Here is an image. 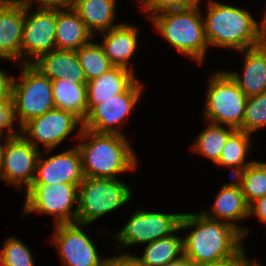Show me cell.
<instances>
[{
    "instance_id": "7a4b0ae2",
    "label": "cell",
    "mask_w": 266,
    "mask_h": 266,
    "mask_svg": "<svg viewBox=\"0 0 266 266\" xmlns=\"http://www.w3.org/2000/svg\"><path fill=\"white\" fill-rule=\"evenodd\" d=\"M204 17L209 45L243 51L266 41V15L257 22L248 10L209 0Z\"/></svg>"
},
{
    "instance_id": "44dd1931",
    "label": "cell",
    "mask_w": 266,
    "mask_h": 266,
    "mask_svg": "<svg viewBox=\"0 0 266 266\" xmlns=\"http://www.w3.org/2000/svg\"><path fill=\"white\" fill-rule=\"evenodd\" d=\"M96 36L87 28L79 15L71 8L57 7L55 29L56 49L76 51Z\"/></svg>"
},
{
    "instance_id": "2e32d148",
    "label": "cell",
    "mask_w": 266,
    "mask_h": 266,
    "mask_svg": "<svg viewBox=\"0 0 266 266\" xmlns=\"http://www.w3.org/2000/svg\"><path fill=\"white\" fill-rule=\"evenodd\" d=\"M24 5L15 0H0V59L21 58Z\"/></svg>"
},
{
    "instance_id": "52a82bcc",
    "label": "cell",
    "mask_w": 266,
    "mask_h": 266,
    "mask_svg": "<svg viewBox=\"0 0 266 266\" xmlns=\"http://www.w3.org/2000/svg\"><path fill=\"white\" fill-rule=\"evenodd\" d=\"M21 80L13 79L12 98L19 128L32 118L55 108L52 80L41 74L30 63L21 65Z\"/></svg>"
},
{
    "instance_id": "d4e9b609",
    "label": "cell",
    "mask_w": 266,
    "mask_h": 266,
    "mask_svg": "<svg viewBox=\"0 0 266 266\" xmlns=\"http://www.w3.org/2000/svg\"><path fill=\"white\" fill-rule=\"evenodd\" d=\"M183 254V237L173 234L147 244L142 257L132 256L141 266H163Z\"/></svg>"
},
{
    "instance_id": "7bdbcfd3",
    "label": "cell",
    "mask_w": 266,
    "mask_h": 266,
    "mask_svg": "<svg viewBox=\"0 0 266 266\" xmlns=\"http://www.w3.org/2000/svg\"><path fill=\"white\" fill-rule=\"evenodd\" d=\"M136 1H139V2H141V4H142L145 0H136Z\"/></svg>"
},
{
    "instance_id": "30bf717a",
    "label": "cell",
    "mask_w": 266,
    "mask_h": 266,
    "mask_svg": "<svg viewBox=\"0 0 266 266\" xmlns=\"http://www.w3.org/2000/svg\"><path fill=\"white\" fill-rule=\"evenodd\" d=\"M31 8L24 6L21 64L30 63L27 55L34 61L38 56L56 49L57 7L38 6L34 13L29 14Z\"/></svg>"
},
{
    "instance_id": "7c38bea8",
    "label": "cell",
    "mask_w": 266,
    "mask_h": 266,
    "mask_svg": "<svg viewBox=\"0 0 266 266\" xmlns=\"http://www.w3.org/2000/svg\"><path fill=\"white\" fill-rule=\"evenodd\" d=\"M82 121L72 112L53 108L21 126V135L36 148L38 143L49 153L64 141Z\"/></svg>"
},
{
    "instance_id": "5b68a950",
    "label": "cell",
    "mask_w": 266,
    "mask_h": 266,
    "mask_svg": "<svg viewBox=\"0 0 266 266\" xmlns=\"http://www.w3.org/2000/svg\"><path fill=\"white\" fill-rule=\"evenodd\" d=\"M131 197L132 190L117 178L84 177L78 189L76 222L87 226L125 205Z\"/></svg>"
},
{
    "instance_id": "1f68e13d",
    "label": "cell",
    "mask_w": 266,
    "mask_h": 266,
    "mask_svg": "<svg viewBox=\"0 0 266 266\" xmlns=\"http://www.w3.org/2000/svg\"><path fill=\"white\" fill-rule=\"evenodd\" d=\"M199 4L200 0H145L140 7L145 12L151 13L148 16L151 18V15L154 16L160 12L195 7Z\"/></svg>"
},
{
    "instance_id": "f35d334b",
    "label": "cell",
    "mask_w": 266,
    "mask_h": 266,
    "mask_svg": "<svg viewBox=\"0 0 266 266\" xmlns=\"http://www.w3.org/2000/svg\"><path fill=\"white\" fill-rule=\"evenodd\" d=\"M163 266H195V265L186 255L183 254L180 258L170 261Z\"/></svg>"
},
{
    "instance_id": "b9f144b4",
    "label": "cell",
    "mask_w": 266,
    "mask_h": 266,
    "mask_svg": "<svg viewBox=\"0 0 266 266\" xmlns=\"http://www.w3.org/2000/svg\"><path fill=\"white\" fill-rule=\"evenodd\" d=\"M0 266H3V263H2V250L0 249Z\"/></svg>"
},
{
    "instance_id": "9c48e42d",
    "label": "cell",
    "mask_w": 266,
    "mask_h": 266,
    "mask_svg": "<svg viewBox=\"0 0 266 266\" xmlns=\"http://www.w3.org/2000/svg\"><path fill=\"white\" fill-rule=\"evenodd\" d=\"M182 215V213L165 214L137 210L120 232L113 237L116 242H119V248L121 245L126 247L149 244L179 231Z\"/></svg>"
},
{
    "instance_id": "4316f807",
    "label": "cell",
    "mask_w": 266,
    "mask_h": 266,
    "mask_svg": "<svg viewBox=\"0 0 266 266\" xmlns=\"http://www.w3.org/2000/svg\"><path fill=\"white\" fill-rule=\"evenodd\" d=\"M228 128L209 123V126L197 136L192 150L207 157L216 164L228 138L237 130L230 126Z\"/></svg>"
},
{
    "instance_id": "277c9868",
    "label": "cell",
    "mask_w": 266,
    "mask_h": 266,
    "mask_svg": "<svg viewBox=\"0 0 266 266\" xmlns=\"http://www.w3.org/2000/svg\"><path fill=\"white\" fill-rule=\"evenodd\" d=\"M200 10L199 6L168 10L150 20L176 50L202 64L209 44Z\"/></svg>"
},
{
    "instance_id": "4dcf8cb0",
    "label": "cell",
    "mask_w": 266,
    "mask_h": 266,
    "mask_svg": "<svg viewBox=\"0 0 266 266\" xmlns=\"http://www.w3.org/2000/svg\"><path fill=\"white\" fill-rule=\"evenodd\" d=\"M3 245V266H35L31 250L21 240L11 237Z\"/></svg>"
},
{
    "instance_id": "9a60e30c",
    "label": "cell",
    "mask_w": 266,
    "mask_h": 266,
    "mask_svg": "<svg viewBox=\"0 0 266 266\" xmlns=\"http://www.w3.org/2000/svg\"><path fill=\"white\" fill-rule=\"evenodd\" d=\"M41 156L40 154L32 184H80L83 181L81 156L76 146L47 159Z\"/></svg>"
},
{
    "instance_id": "60d3db41",
    "label": "cell",
    "mask_w": 266,
    "mask_h": 266,
    "mask_svg": "<svg viewBox=\"0 0 266 266\" xmlns=\"http://www.w3.org/2000/svg\"><path fill=\"white\" fill-rule=\"evenodd\" d=\"M246 266H262V265H260L258 262H257V260H255L254 262H249Z\"/></svg>"
},
{
    "instance_id": "ac0fdd59",
    "label": "cell",
    "mask_w": 266,
    "mask_h": 266,
    "mask_svg": "<svg viewBox=\"0 0 266 266\" xmlns=\"http://www.w3.org/2000/svg\"><path fill=\"white\" fill-rule=\"evenodd\" d=\"M30 64L50 80L71 77L76 83L87 84L76 51L54 49L30 60Z\"/></svg>"
},
{
    "instance_id": "8992f818",
    "label": "cell",
    "mask_w": 266,
    "mask_h": 266,
    "mask_svg": "<svg viewBox=\"0 0 266 266\" xmlns=\"http://www.w3.org/2000/svg\"><path fill=\"white\" fill-rule=\"evenodd\" d=\"M209 82L204 120L239 129L248 97L227 72H215Z\"/></svg>"
},
{
    "instance_id": "e575fe53",
    "label": "cell",
    "mask_w": 266,
    "mask_h": 266,
    "mask_svg": "<svg viewBox=\"0 0 266 266\" xmlns=\"http://www.w3.org/2000/svg\"><path fill=\"white\" fill-rule=\"evenodd\" d=\"M13 76H9L0 69V100L12 98Z\"/></svg>"
},
{
    "instance_id": "e0dca14e",
    "label": "cell",
    "mask_w": 266,
    "mask_h": 266,
    "mask_svg": "<svg viewBox=\"0 0 266 266\" xmlns=\"http://www.w3.org/2000/svg\"><path fill=\"white\" fill-rule=\"evenodd\" d=\"M212 220H223L236 228L243 237L248 234L247 228H242L235 223L236 220L246 218L249 215V204L246 202L240 185L234 179L233 183L221 187L211 210L201 212Z\"/></svg>"
},
{
    "instance_id": "8fae6325",
    "label": "cell",
    "mask_w": 266,
    "mask_h": 266,
    "mask_svg": "<svg viewBox=\"0 0 266 266\" xmlns=\"http://www.w3.org/2000/svg\"><path fill=\"white\" fill-rule=\"evenodd\" d=\"M142 87L140 82L135 81L124 93L108 100H98V104L88 111L82 128L96 133L123 135L116 126L123 124L126 116L138 103Z\"/></svg>"
},
{
    "instance_id": "d6986e66",
    "label": "cell",
    "mask_w": 266,
    "mask_h": 266,
    "mask_svg": "<svg viewBox=\"0 0 266 266\" xmlns=\"http://www.w3.org/2000/svg\"><path fill=\"white\" fill-rule=\"evenodd\" d=\"M244 70L227 72L238 87L249 97L266 91V41L260 46L244 49Z\"/></svg>"
},
{
    "instance_id": "7402d4cb",
    "label": "cell",
    "mask_w": 266,
    "mask_h": 266,
    "mask_svg": "<svg viewBox=\"0 0 266 266\" xmlns=\"http://www.w3.org/2000/svg\"><path fill=\"white\" fill-rule=\"evenodd\" d=\"M133 68L114 66L103 75L87 82L88 111L98 100H108L124 93L135 81Z\"/></svg>"
},
{
    "instance_id": "cb8c5ba5",
    "label": "cell",
    "mask_w": 266,
    "mask_h": 266,
    "mask_svg": "<svg viewBox=\"0 0 266 266\" xmlns=\"http://www.w3.org/2000/svg\"><path fill=\"white\" fill-rule=\"evenodd\" d=\"M56 108L72 112L82 122L88 113L86 84L76 83L71 77L52 80Z\"/></svg>"
},
{
    "instance_id": "74e56055",
    "label": "cell",
    "mask_w": 266,
    "mask_h": 266,
    "mask_svg": "<svg viewBox=\"0 0 266 266\" xmlns=\"http://www.w3.org/2000/svg\"><path fill=\"white\" fill-rule=\"evenodd\" d=\"M244 252L245 250L243 248L236 256L228 260L206 266H246L250 260L247 259L248 257Z\"/></svg>"
},
{
    "instance_id": "5bb4252c",
    "label": "cell",
    "mask_w": 266,
    "mask_h": 266,
    "mask_svg": "<svg viewBox=\"0 0 266 266\" xmlns=\"http://www.w3.org/2000/svg\"><path fill=\"white\" fill-rule=\"evenodd\" d=\"M82 224H56L52 241L65 266H104L107 258L101 259L91 240L82 230Z\"/></svg>"
},
{
    "instance_id": "ba28073f",
    "label": "cell",
    "mask_w": 266,
    "mask_h": 266,
    "mask_svg": "<svg viewBox=\"0 0 266 266\" xmlns=\"http://www.w3.org/2000/svg\"><path fill=\"white\" fill-rule=\"evenodd\" d=\"M79 184H32L26 190L24 215L38 212L54 216L55 225L76 222L78 209L71 211L78 202Z\"/></svg>"
},
{
    "instance_id": "d590c367",
    "label": "cell",
    "mask_w": 266,
    "mask_h": 266,
    "mask_svg": "<svg viewBox=\"0 0 266 266\" xmlns=\"http://www.w3.org/2000/svg\"><path fill=\"white\" fill-rule=\"evenodd\" d=\"M104 266H141L132 254L123 253L120 256L107 258Z\"/></svg>"
},
{
    "instance_id": "4fadbf2b",
    "label": "cell",
    "mask_w": 266,
    "mask_h": 266,
    "mask_svg": "<svg viewBox=\"0 0 266 266\" xmlns=\"http://www.w3.org/2000/svg\"><path fill=\"white\" fill-rule=\"evenodd\" d=\"M40 154V148H36L22 135L8 138L3 152L0 178L9 185L18 186L19 190L24 184L27 190L34 181Z\"/></svg>"
},
{
    "instance_id": "8d00e7d4",
    "label": "cell",
    "mask_w": 266,
    "mask_h": 266,
    "mask_svg": "<svg viewBox=\"0 0 266 266\" xmlns=\"http://www.w3.org/2000/svg\"><path fill=\"white\" fill-rule=\"evenodd\" d=\"M252 214L257 216L262 223H266V195L249 205V215Z\"/></svg>"
},
{
    "instance_id": "603a6c76",
    "label": "cell",
    "mask_w": 266,
    "mask_h": 266,
    "mask_svg": "<svg viewBox=\"0 0 266 266\" xmlns=\"http://www.w3.org/2000/svg\"><path fill=\"white\" fill-rule=\"evenodd\" d=\"M93 33L104 32L118 25H114L116 19V0H75L71 7Z\"/></svg>"
},
{
    "instance_id": "3957f363",
    "label": "cell",
    "mask_w": 266,
    "mask_h": 266,
    "mask_svg": "<svg viewBox=\"0 0 266 266\" xmlns=\"http://www.w3.org/2000/svg\"><path fill=\"white\" fill-rule=\"evenodd\" d=\"M79 128L81 143L76 147L84 177L116 179L117 174L136 169L137 157L125 135L96 133L82 125Z\"/></svg>"
},
{
    "instance_id": "f1b7e54d",
    "label": "cell",
    "mask_w": 266,
    "mask_h": 266,
    "mask_svg": "<svg viewBox=\"0 0 266 266\" xmlns=\"http://www.w3.org/2000/svg\"><path fill=\"white\" fill-rule=\"evenodd\" d=\"M76 53L87 82L98 78L114 67L102 46L92 41L77 49Z\"/></svg>"
},
{
    "instance_id": "83f0119b",
    "label": "cell",
    "mask_w": 266,
    "mask_h": 266,
    "mask_svg": "<svg viewBox=\"0 0 266 266\" xmlns=\"http://www.w3.org/2000/svg\"><path fill=\"white\" fill-rule=\"evenodd\" d=\"M233 178L240 185L249 205L266 195V162L254 160Z\"/></svg>"
},
{
    "instance_id": "ffe728a7",
    "label": "cell",
    "mask_w": 266,
    "mask_h": 266,
    "mask_svg": "<svg viewBox=\"0 0 266 266\" xmlns=\"http://www.w3.org/2000/svg\"><path fill=\"white\" fill-rule=\"evenodd\" d=\"M138 31L137 27L133 25L121 23L110 30L100 33H103V41L100 45L114 66L129 69L128 62L138 46Z\"/></svg>"
},
{
    "instance_id": "f546056e",
    "label": "cell",
    "mask_w": 266,
    "mask_h": 266,
    "mask_svg": "<svg viewBox=\"0 0 266 266\" xmlns=\"http://www.w3.org/2000/svg\"><path fill=\"white\" fill-rule=\"evenodd\" d=\"M265 126L266 91L247 98L244 119L238 130L252 134Z\"/></svg>"
},
{
    "instance_id": "836d02e7",
    "label": "cell",
    "mask_w": 266,
    "mask_h": 266,
    "mask_svg": "<svg viewBox=\"0 0 266 266\" xmlns=\"http://www.w3.org/2000/svg\"><path fill=\"white\" fill-rule=\"evenodd\" d=\"M17 3L23 4L24 6H33L34 0H15ZM37 6L44 7H58V8H66L72 7L75 3V0H36Z\"/></svg>"
},
{
    "instance_id": "484cf974",
    "label": "cell",
    "mask_w": 266,
    "mask_h": 266,
    "mask_svg": "<svg viewBox=\"0 0 266 266\" xmlns=\"http://www.w3.org/2000/svg\"><path fill=\"white\" fill-rule=\"evenodd\" d=\"M250 141V133L237 129L228 138L216 165L232 168L233 177L243 171L249 164L252 163V161L247 163L244 162L248 152L250 151Z\"/></svg>"
},
{
    "instance_id": "d6a6232c",
    "label": "cell",
    "mask_w": 266,
    "mask_h": 266,
    "mask_svg": "<svg viewBox=\"0 0 266 266\" xmlns=\"http://www.w3.org/2000/svg\"><path fill=\"white\" fill-rule=\"evenodd\" d=\"M16 119L15 115V104L13 98H8L5 100H0V136L3 135V131H6V137H16L21 135V128L16 131L13 130L14 121ZM7 129V130H4ZM15 131V132H14Z\"/></svg>"
},
{
    "instance_id": "ab89813d",
    "label": "cell",
    "mask_w": 266,
    "mask_h": 266,
    "mask_svg": "<svg viewBox=\"0 0 266 266\" xmlns=\"http://www.w3.org/2000/svg\"><path fill=\"white\" fill-rule=\"evenodd\" d=\"M1 138L2 137L0 136V141H1ZM4 139L5 140L2 142L4 144H2L0 142V167H1V163H2V157H3L4 148H5V145H6V142H7L8 137H5Z\"/></svg>"
},
{
    "instance_id": "6da1fadb",
    "label": "cell",
    "mask_w": 266,
    "mask_h": 266,
    "mask_svg": "<svg viewBox=\"0 0 266 266\" xmlns=\"http://www.w3.org/2000/svg\"><path fill=\"white\" fill-rule=\"evenodd\" d=\"M183 238L184 255L195 266H206L228 260L243 249V236L232 225L200 214L183 213L180 230L192 228Z\"/></svg>"
}]
</instances>
